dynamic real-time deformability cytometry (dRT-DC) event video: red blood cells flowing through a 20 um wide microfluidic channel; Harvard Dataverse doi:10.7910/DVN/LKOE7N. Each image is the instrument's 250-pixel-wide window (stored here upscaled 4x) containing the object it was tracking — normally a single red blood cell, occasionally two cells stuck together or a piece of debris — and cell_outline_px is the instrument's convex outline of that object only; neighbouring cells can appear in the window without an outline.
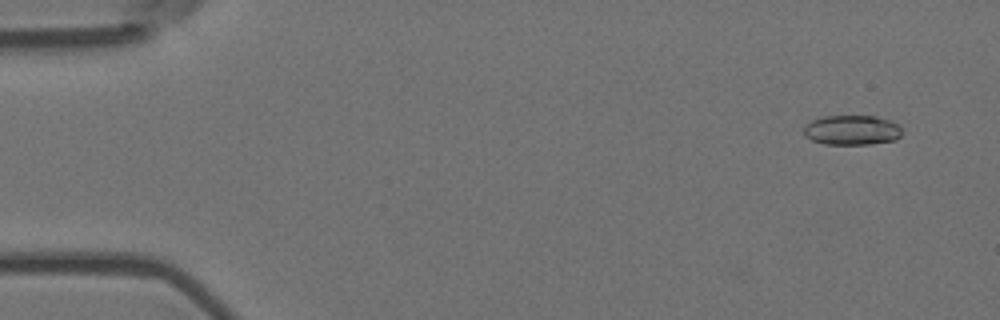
{"species": "Egyptian fruit bat (a non-hibernating species)", "species_latin": "Rousettus aegyptiacus", "temperature_condition": "room temperature", "stored_images_in_passage": 5, "camera_frame_rate_fps": 3000, "um_per_image_px": 0.085, "animal": {"sex": "female"}, "frame": {"image": 1, "passage_image": 2, "time_ms": 0.333, "image_size_px": [1000, 320], "cell_outline_px": [[900, 136], [896, 140], [868, 144], [824, 144], [812, 140], [804, 136], [804, 128], [812, 120], [824, 116], [876, 116], [888, 120], [896, 124], [900, 128]], "centroid_in_image_um": [72.39, 11.06], "position_along_channel_um": 12.6, "area_um2": 16.88}}
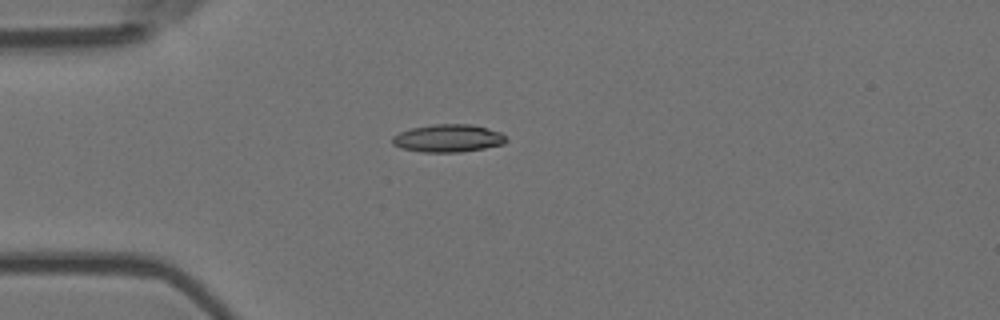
{"frame": {"image": 2, "passage_image": 5, "time_ms": 1.333, "image_size_px": [1000, 320], "cell_outline_px": [[508, 140], [504, 144], [484, 148], [460, 152], [420, 152], [400, 148], [392, 144], [392, 136], [400, 132], [412, 128], [432, 124], [472, 124], [488, 128], [500, 132]], "centroid_in_image_um": [38.08, 11.75], "position_along_channel_um": 46.9, "area_um2": 18.5}}